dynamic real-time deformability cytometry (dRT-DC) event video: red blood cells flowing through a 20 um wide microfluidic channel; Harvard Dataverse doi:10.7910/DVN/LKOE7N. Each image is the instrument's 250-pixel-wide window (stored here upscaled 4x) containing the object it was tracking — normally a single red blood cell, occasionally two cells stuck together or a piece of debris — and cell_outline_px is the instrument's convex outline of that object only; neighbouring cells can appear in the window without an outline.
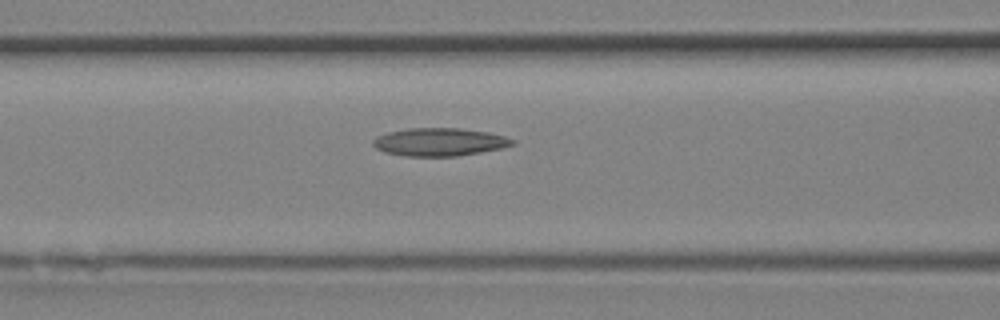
{"species": "Egyptian fruit bat (a non-hibernating species)", "species_latin": "Rousettus aegyptiacus", "temperature_condition": "room temperature", "stored_images_in_passage": 17, "camera_frame_rate_fps": 3000, "um_per_image_px": 0.085, "animal": {"sex": "female"}, "frame": {"image": 1, "passage_image": 12, "time_ms": 3.667, "image_size_px": [1000, 320], "cell_outline_px": [[516, 144], [500, 148], [480, 152], [456, 156], [404, 156], [384, 152], [376, 148], [372, 144], [372, 140], [376, 136], [388, 132], [408, 128], [460, 128], [488, 132], [504, 136], [516, 140]], "centroid_in_image_um": [37.34, 12.06], "position_along_channel_um": 129.3, "area_um2": 22.77}}
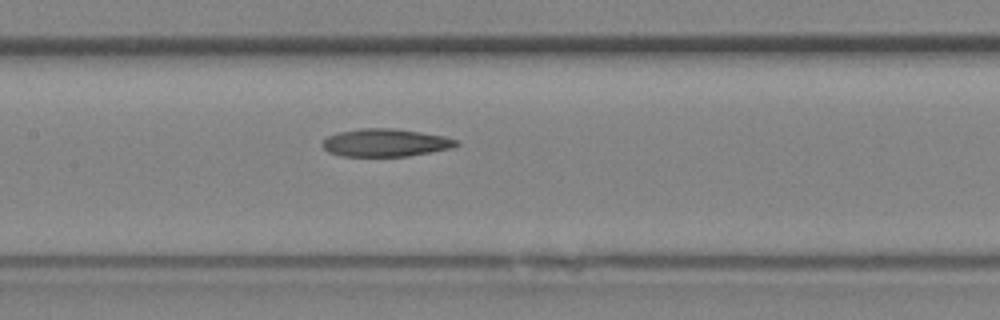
{"frame": {"image": 2, "passage_image": 14, "time_ms": 4.333, "image_size_px": [1000, 320], "cell_outline_px": [[460, 144], [452, 148], [408, 156], [340, 156], [328, 152], [320, 144], [328, 136], [340, 132], [360, 128], [396, 128], [444, 136], [456, 140]], "centroid_in_image_um": [32.75, 12.13], "position_along_channel_um": 174.7, "area_um2": 21.68}}
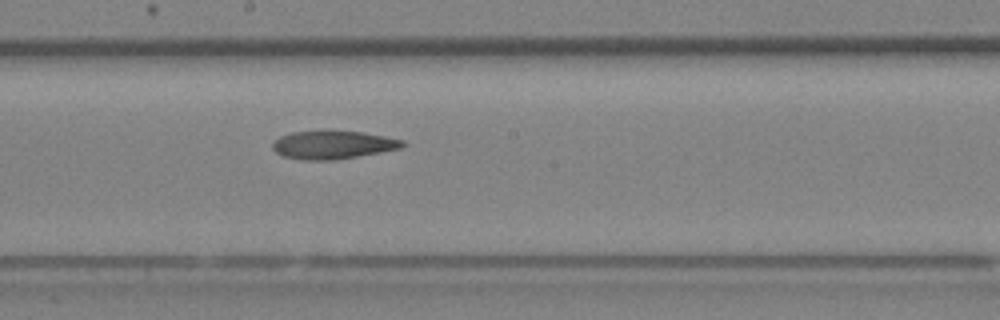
{"frame": {"image": 3, "passage_image": 16, "time_ms": 5.0, "image_size_px": [1000, 320], "cell_outline_px": [[404, 144], [400, 148], [380, 152], [336, 160], [300, 160], [280, 156], [272, 148], [272, 144], [280, 136], [292, 132], [324, 128], [328, 128], [360, 132], [384, 136], [404, 140]], "centroid_in_image_um": [28.23, 12.28], "position_along_channel_um": 220.0, "area_um2": 22.02}}